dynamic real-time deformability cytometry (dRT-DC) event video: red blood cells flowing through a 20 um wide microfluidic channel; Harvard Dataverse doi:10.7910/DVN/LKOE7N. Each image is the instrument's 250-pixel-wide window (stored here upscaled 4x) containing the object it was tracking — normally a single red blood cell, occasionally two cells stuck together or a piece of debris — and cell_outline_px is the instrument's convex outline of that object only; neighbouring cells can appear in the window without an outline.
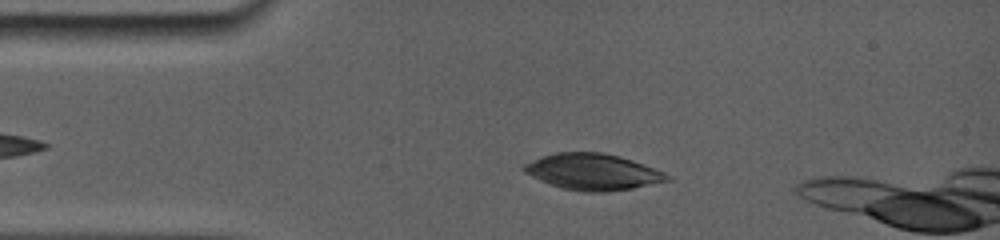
{"species": "common noctule bat (a hibernating species)", "species_latin": "Nyctalus noctula", "temperature_condition": "room temperature", "stored_images_in_passage": 44, "camera_frame_rate_fps": 5000, "um_per_image_px": 0.085, "animal": {"sex": "female", "body_mass_g": 19.0, "forearm_length_mm": 56.7}, "frame": {"image": 1, "passage_image": 10, "time_ms": 2.6, "image_size_px": [1000, 240], "cell_outline_px": [[672, 180], [632, 188], [608, 192], [580, 192], [560, 188], [540, 180], [524, 172], [520, 168], [524, 164], [544, 156], [560, 152], [596, 152], [616, 156], [632, 160], [664, 172]], "centroid_in_image_um": [50.37, 14.63], "position_along_channel_um": 34.6, "area_um2": 29.94}}
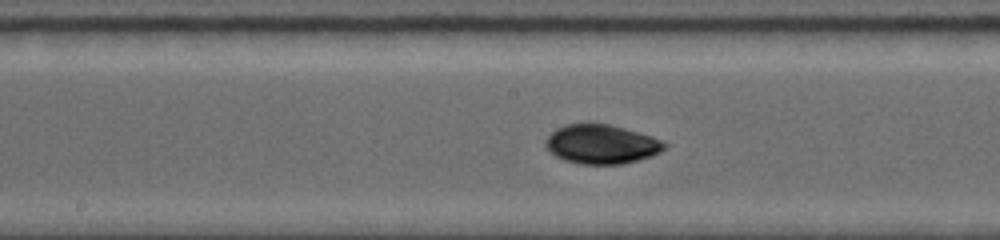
{"frame": {"image": 2, "passage_image": 28, "time_ms": 7.6, "image_size_px": [1000, 240], "cell_outline_px": [[664, 148], [660, 152], [652, 156], [620, 164], [580, 164], [564, 160], [556, 156], [548, 148], [548, 136], [556, 128], [568, 124], [608, 124], [652, 136], [660, 140], [664, 144]], "centroid_in_image_um": [51.13, 12.26], "position_along_channel_um": 197.1, "area_um2": 26.47}}
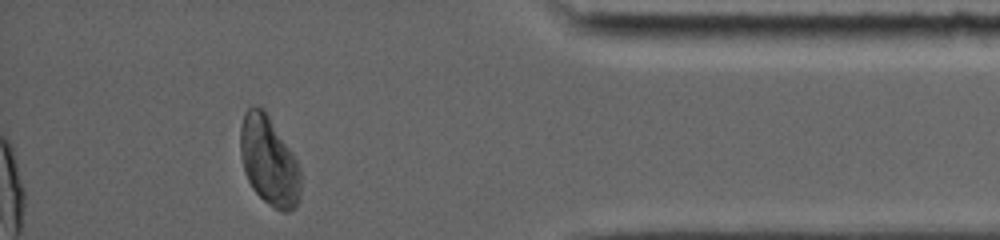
{"frame": {"image": 3, "passage_image": 43, "time_ms": 13.8, "image_size_px": [1000, 240], "cell_outline_px": [[300, 200], [296, 208], [288, 212], [284, 212], [276, 208], [264, 200], [252, 188], [244, 172], [240, 156], [240, 128], [244, 112], [252, 104], [256, 104], [264, 108], [292, 152], [300, 168]], "centroid_in_image_um": [22.85, 13.65], "position_along_channel_um": 412.4, "area_um2": 31.56}}